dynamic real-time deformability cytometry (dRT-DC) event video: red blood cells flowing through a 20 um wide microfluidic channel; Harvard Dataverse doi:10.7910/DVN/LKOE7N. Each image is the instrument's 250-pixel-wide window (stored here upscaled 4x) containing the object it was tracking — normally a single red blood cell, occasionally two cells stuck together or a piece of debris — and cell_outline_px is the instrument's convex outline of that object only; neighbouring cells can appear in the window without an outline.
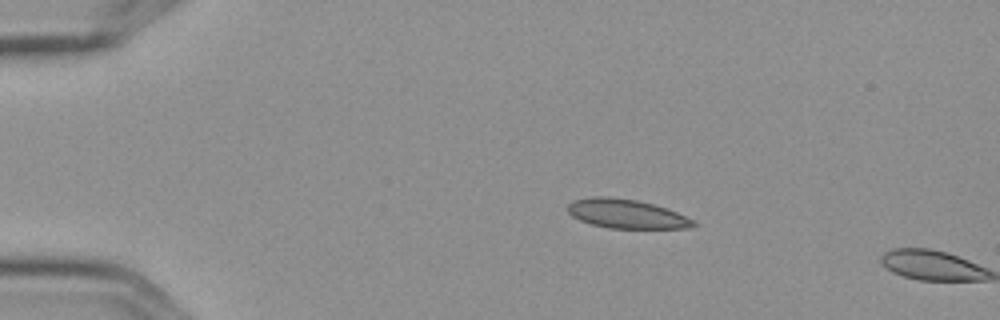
{"species": "Egyptian fruit bat (a non-hibernating species)", "species_latin": "Rousettus aegyptiacus", "temperature_condition": "cold", "stored_images_in_passage": 2, "camera_frame_rate_fps": 3000, "um_per_image_px": 0.085, "frame": {"image": 1, "passage_image": 1, "time_ms": 0.0, "image_size_px": [1000, 320], "cell_outline_px": [[696, 224], [692, 228], [608, 228], [592, 224], [580, 220], [572, 216], [568, 212], [568, 204], [572, 200], [596, 196], [604, 196], [636, 200], [652, 204], [676, 212], [692, 220]], "centroid_in_image_um": [53.2, 18.18], "position_along_channel_um": 31.8, "area_um2": 20.98}}